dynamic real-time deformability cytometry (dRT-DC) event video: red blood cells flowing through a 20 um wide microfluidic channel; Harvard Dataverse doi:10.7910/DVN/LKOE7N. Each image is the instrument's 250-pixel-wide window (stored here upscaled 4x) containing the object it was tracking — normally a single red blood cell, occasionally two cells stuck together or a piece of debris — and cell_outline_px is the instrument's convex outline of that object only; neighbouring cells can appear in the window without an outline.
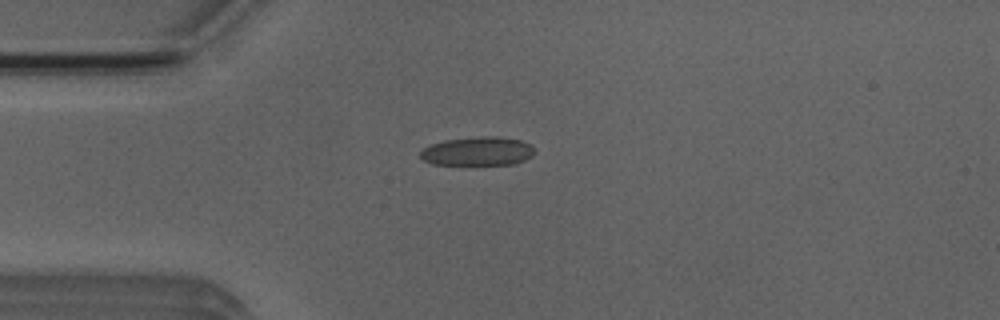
{"species": "Egyptian fruit bat (a non-hibernating species)", "species_latin": "Rousettus aegyptiacus", "temperature_condition": "room temperature", "stored_images_in_passage": 4, "camera_frame_rate_fps": 3000, "um_per_image_px": 0.085, "animal": {"sex": "male"}, "frame": {"image": 1, "passage_image": 4, "time_ms": 3.333, "image_size_px": [1000, 320], "cell_outline_px": [[532, 156], [516, 164], [432, 164], [424, 160], [420, 156], [420, 152], [424, 148], [432, 144], [444, 140], [480, 136], [496, 136], [520, 140], [528, 144], [532, 148]], "centroid_in_image_um": [40.58, 12.85], "position_along_channel_um": 44.4, "area_um2": 18.9}}